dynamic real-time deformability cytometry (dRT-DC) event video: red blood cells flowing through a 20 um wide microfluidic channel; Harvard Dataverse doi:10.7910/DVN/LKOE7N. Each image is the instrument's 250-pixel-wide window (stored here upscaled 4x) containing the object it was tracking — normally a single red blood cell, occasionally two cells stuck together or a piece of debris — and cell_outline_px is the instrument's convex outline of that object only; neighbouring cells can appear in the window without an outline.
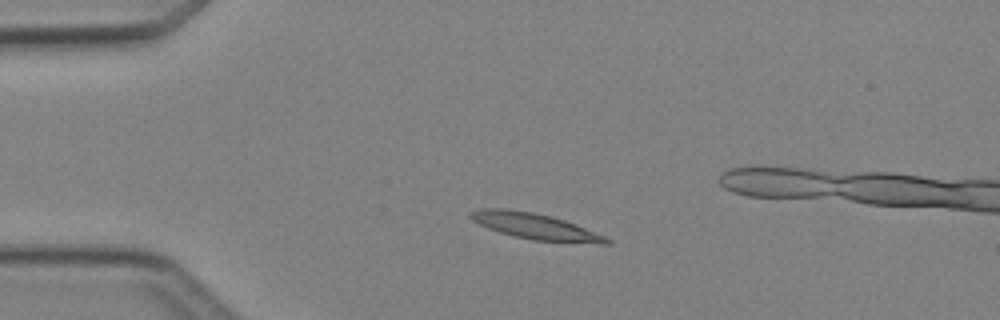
{"species": "Egyptian fruit bat (a non-hibernating species)", "species_latin": "Rousettus aegyptiacus", "temperature_condition": "cold", "stored_images_in_passage": 4, "camera_frame_rate_fps": 3000, "um_per_image_px": 0.085, "animal": {"sex": "female"}, "frame": {"image": 1, "passage_image": 2, "time_ms": 1.333, "image_size_px": [1000, 320], "cell_outline_px": [[612, 244], [600, 244], [532, 240], [500, 232], [488, 228], [472, 220], [468, 216], [468, 212], [480, 208], [508, 208], [532, 212], [552, 216], [564, 220], [604, 236], [612, 240]], "centroid_in_image_um": [45.46, 19.23], "position_along_channel_um": 39.5, "area_um2": 20.58}}